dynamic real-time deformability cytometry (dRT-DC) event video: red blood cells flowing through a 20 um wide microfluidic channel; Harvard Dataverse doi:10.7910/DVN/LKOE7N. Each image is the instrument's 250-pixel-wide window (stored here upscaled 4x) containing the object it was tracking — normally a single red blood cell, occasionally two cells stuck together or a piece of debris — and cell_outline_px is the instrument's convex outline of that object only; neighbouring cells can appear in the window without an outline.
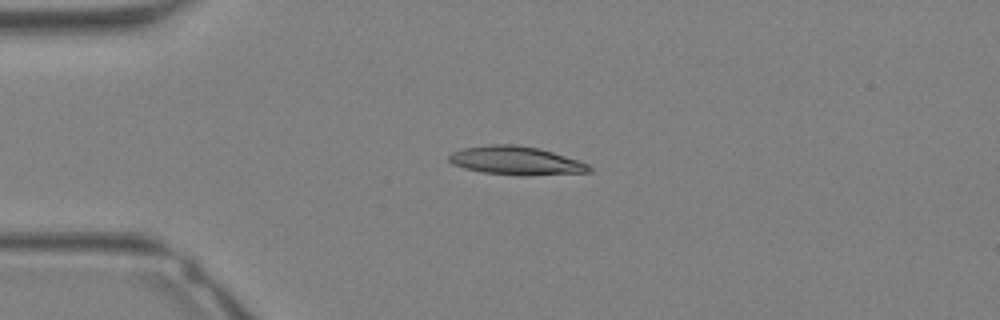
{"species": "Egyptian fruit bat (a non-hibernating species)", "species_latin": "Rousettus aegyptiacus", "temperature_condition": "warm", "stored_images_in_passage": 26, "camera_frame_rate_fps": 3000, "um_per_image_px": 0.085, "animal": {"sex": "female"}, "frame": {"image": 1, "passage_image": 1, "time_ms": 0.0, "image_size_px": [1000, 320], "cell_outline_px": [[592, 172], [524, 176], [484, 172], [464, 168], [452, 164], [448, 160], [448, 156], [452, 152], [464, 148], [488, 144], [516, 144], [540, 148], [580, 160], [588, 164], [592, 168]], "centroid_in_image_um": [43.89, 13.65], "position_along_channel_um": 41.1, "area_um2": 23.52}}
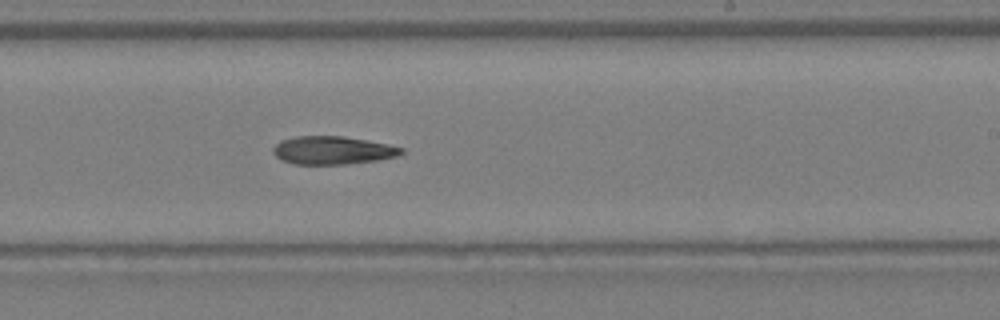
{"frame": {"image": 2, "passage_image": 13, "time_ms": 4.0, "image_size_px": [1000, 320], "cell_outline_px": [[404, 152], [396, 156], [376, 160], [344, 164], [292, 164], [280, 160], [272, 152], [272, 148], [280, 140], [296, 136], [344, 136], [388, 144], [404, 148]], "centroid_in_image_um": [28.23, 12.77], "position_along_channel_um": 260.8, "area_um2": 21.04}}
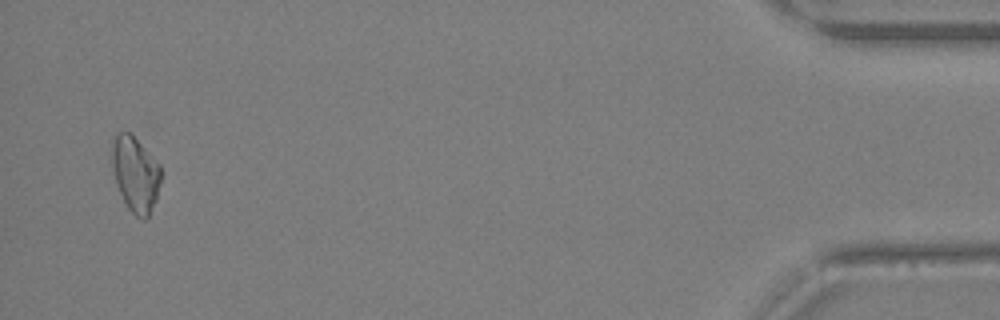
{"frame": {"image": 3, "passage_image": 25, "time_ms": 8.0, "image_size_px": [1000, 320], "cell_outline_px": [[160, 180], [156, 200], [148, 220], [144, 220], [136, 216], [128, 208], [116, 184], [112, 168], [112, 144], [116, 132], [132, 132], [160, 164]], "centroid_in_image_um": [11.51, 14.78], "position_along_channel_um": 423.7, "area_um2": 21.73}}